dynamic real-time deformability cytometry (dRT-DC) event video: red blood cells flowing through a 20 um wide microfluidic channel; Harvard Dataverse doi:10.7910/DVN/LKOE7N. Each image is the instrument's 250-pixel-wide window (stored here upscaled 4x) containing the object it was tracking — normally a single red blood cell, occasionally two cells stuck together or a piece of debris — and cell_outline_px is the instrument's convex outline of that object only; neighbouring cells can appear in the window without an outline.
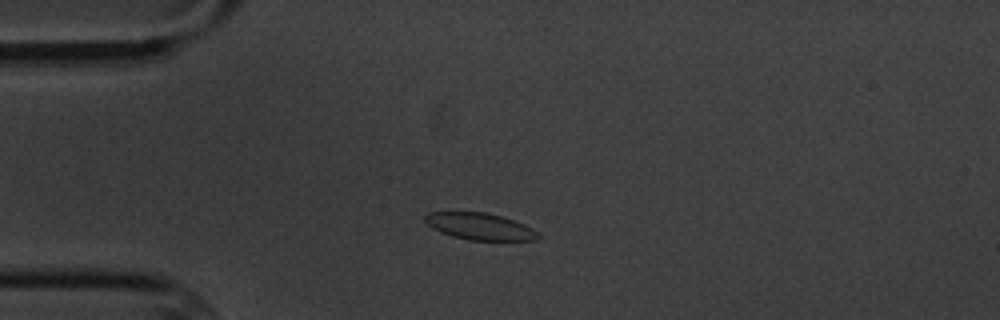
{"species": "common noctule bat (a hibernating species)", "species_latin": "Nyctalus noctula", "temperature_condition": "cold", "stored_images_in_passage": 4, "camera_frame_rate_fps": 3000, "um_per_image_px": 0.085, "animal": {"sex": "male", "body_mass_g": 20.1, "forearm_length_mm": 53.5}, "frame": {"image": 1, "passage_image": 2, "time_ms": 1.333, "image_size_px": [1000, 320], "cell_outline_px": [[540, 236], [536, 240], [468, 240], [452, 236], [440, 232], [432, 228], [424, 220], [424, 216], [428, 212], [484, 212], [500, 216], [524, 224], [532, 228]], "centroid_in_image_um": [40.75, 19.25], "position_along_channel_um": 44.3, "area_um2": 17.51}}
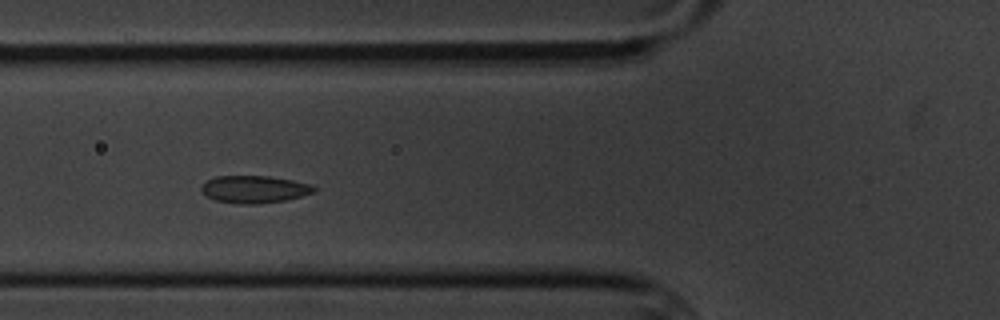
{"frame": {"image": 2, "passage_image": 4, "time_ms": 3.667, "image_size_px": [1000, 320], "cell_outline_px": [[316, 188], [312, 192], [300, 196], [284, 200], [260, 204], [236, 204], [216, 200], [200, 192], [200, 188], [208, 180], [216, 176], [268, 176], [292, 180], [312, 184]], "centroid_in_image_um": [21.59, 16.09], "position_along_channel_um": 104.2, "area_um2": 17.86}}